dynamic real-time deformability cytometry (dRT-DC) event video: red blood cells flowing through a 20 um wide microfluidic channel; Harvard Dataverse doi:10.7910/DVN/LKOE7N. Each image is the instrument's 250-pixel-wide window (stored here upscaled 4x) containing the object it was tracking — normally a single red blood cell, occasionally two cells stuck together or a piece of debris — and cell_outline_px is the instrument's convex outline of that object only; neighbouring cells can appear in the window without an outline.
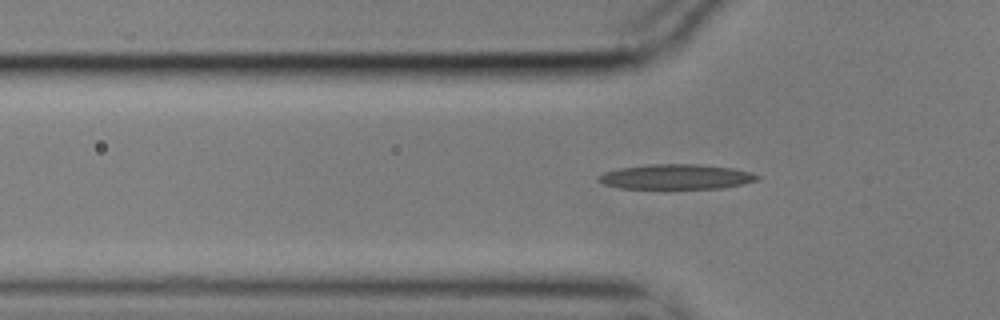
{"species": "common noctule bat (a hibernating species)", "species_latin": "Nyctalus noctula", "temperature_condition": "cold", "stored_images_in_passage": 40, "camera_frame_rate_fps": 3000, "um_per_image_px": 0.085, "animal": {"sex": "male", "body_mass_g": 17.9}, "frame": {"image": 1, "passage_image": 7, "time_ms": 2.0, "image_size_px": [1000, 320], "cell_outline_px": [[760, 180], [724, 188], [620, 188], [604, 184], [596, 180], [596, 176], [604, 172], [620, 168], [652, 164], [700, 164], [736, 168], [752, 172], [760, 176]], "centroid_in_image_um": [57.51, 15.02], "position_along_channel_um": 68.3, "area_um2": 23.29}}
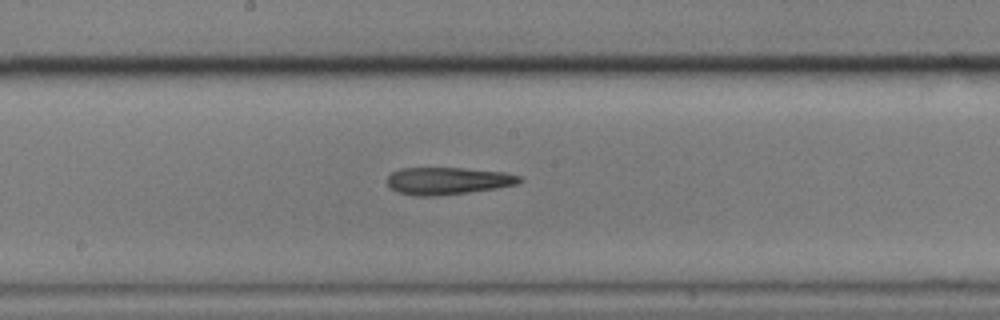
{"frame": {"image": 2, "passage_image": 19, "time_ms": 6.0, "image_size_px": [1000, 320], "cell_outline_px": [[524, 180], [516, 184], [496, 188], [468, 192], [436, 196], [416, 196], [400, 192], [392, 188], [388, 184], [388, 176], [392, 172], [400, 168], [464, 168], [504, 172], [520, 176]], "centroid_in_image_um": [38.08, 15.36], "position_along_channel_um": 210.1, "area_um2": 20.87}}
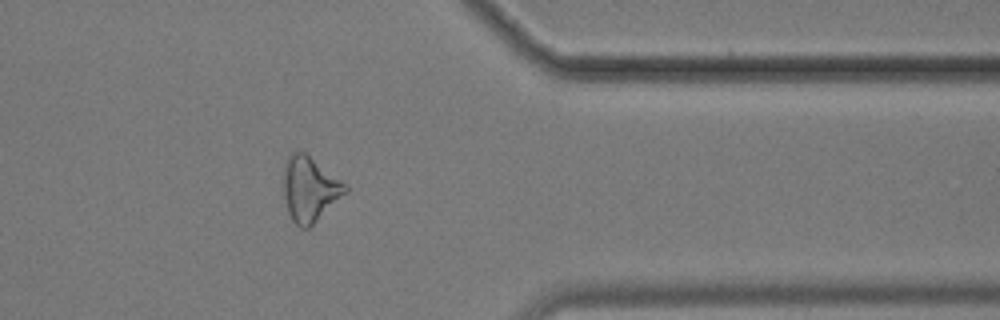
{"frame": {"image": 3, "passage_image": 35, "time_ms": 11.333, "image_size_px": [1000, 320], "cell_outline_px": [[348, 192], [308, 228], [300, 228], [292, 220], [288, 212], [284, 196], [284, 168], [288, 156], [292, 152], [304, 152], [348, 184]], "centroid_in_image_um": [26.35, 16.07], "position_along_channel_um": 385.1, "area_um2": 23.24}}